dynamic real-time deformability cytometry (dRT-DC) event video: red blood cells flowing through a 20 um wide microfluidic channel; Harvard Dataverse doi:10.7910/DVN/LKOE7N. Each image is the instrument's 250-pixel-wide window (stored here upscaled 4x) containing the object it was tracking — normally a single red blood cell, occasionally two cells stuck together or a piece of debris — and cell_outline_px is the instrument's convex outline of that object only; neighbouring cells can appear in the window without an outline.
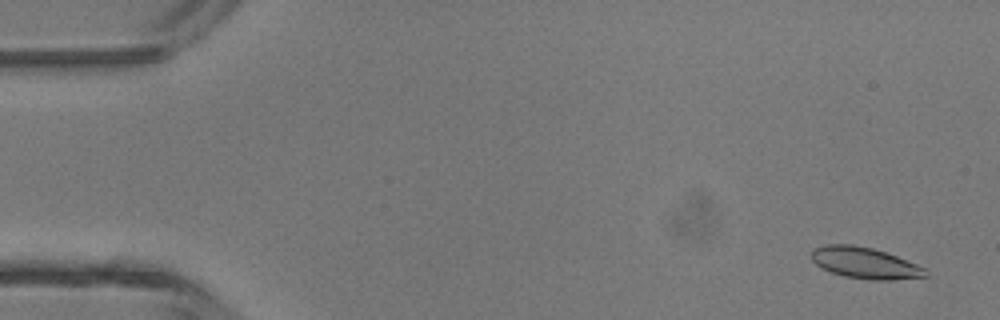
{"species": "common noctule bat (a hibernating species)", "species_latin": "Nyctalus noctula", "temperature_condition": "room temperature", "stored_images_in_passage": 5, "camera_frame_rate_fps": 3000, "um_per_image_px": 0.085, "animal": {"sex": "male", "body_mass_g": 13.3}, "frame": {"image": 1, "passage_image": 1, "time_ms": 0.0, "image_size_px": [1000, 320], "cell_outline_px": [[928, 276], [892, 280], [868, 280], [844, 276], [820, 268], [812, 260], [812, 248], [824, 244], [852, 244], [872, 248], [896, 256], [928, 268]], "centroid_in_image_um": [73.52, 22.35], "position_along_channel_um": 11.5, "area_um2": 20.98}}
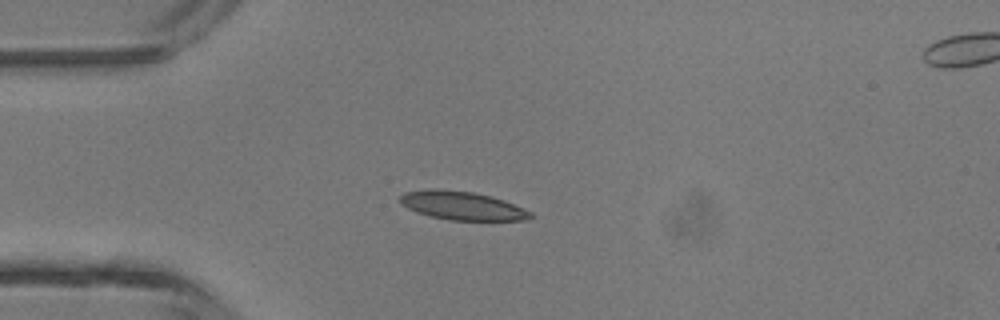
{"frame": {"image": 2, "passage_image": 4, "time_ms": 1.0, "image_size_px": [1000, 320], "cell_outline_px": [[536, 216], [524, 220], [452, 220], [432, 216], [416, 212], [400, 204], [400, 196], [404, 192], [432, 188], [472, 192], [492, 196], [504, 200], [532, 212]], "centroid_in_image_um": [39.29, 17.48], "position_along_channel_um": 45.7, "area_um2": 21.62}}